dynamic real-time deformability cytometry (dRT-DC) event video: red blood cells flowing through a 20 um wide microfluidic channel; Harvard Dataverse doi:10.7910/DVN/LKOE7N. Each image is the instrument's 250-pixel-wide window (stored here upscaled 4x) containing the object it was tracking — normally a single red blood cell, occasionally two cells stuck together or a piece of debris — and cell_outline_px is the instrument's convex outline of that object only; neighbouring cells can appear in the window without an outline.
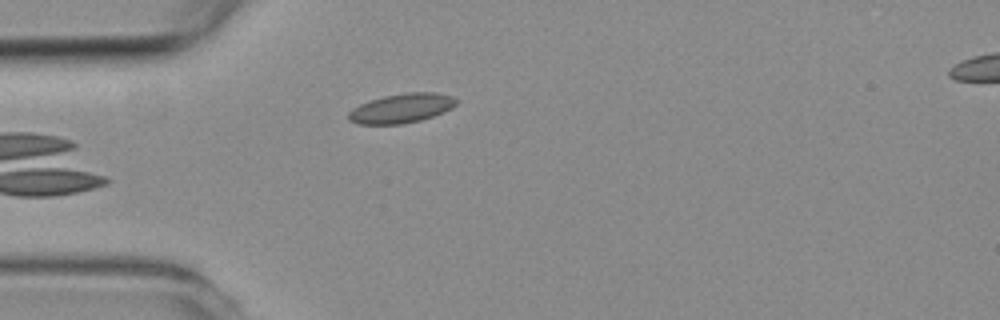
{"species": "common noctule bat (a hibernating species)", "species_latin": "Nyctalus noctula", "temperature_condition": "room temperature", "stored_images_in_passage": 3, "camera_frame_rate_fps": 3000, "um_per_image_px": 0.085, "animal": {"sex": "female", "body_mass_g": 19.3, "forearm_length_mm": 54.1}, "frame": {"image": 1, "passage_image": 3, "time_ms": 2.333, "image_size_px": [1000, 320], "cell_outline_px": [[456, 104], [452, 108], [444, 112], [420, 120], [400, 124], [356, 124], [348, 120], [348, 112], [352, 108], [368, 100], [384, 96], [408, 92], [432, 92], [452, 96], [456, 100]], "centroid_in_image_um": [34.08, 9.2], "position_along_channel_um": 50.9, "area_um2": 18.44}}